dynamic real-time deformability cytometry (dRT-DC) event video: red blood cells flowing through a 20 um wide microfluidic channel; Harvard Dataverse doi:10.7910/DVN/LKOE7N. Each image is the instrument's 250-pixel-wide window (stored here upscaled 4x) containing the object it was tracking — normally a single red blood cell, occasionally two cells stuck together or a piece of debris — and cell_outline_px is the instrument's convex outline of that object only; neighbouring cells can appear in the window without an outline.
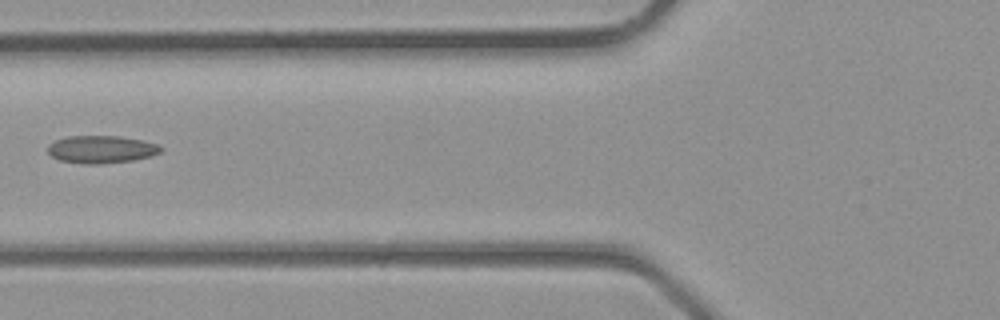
{"species": "common noctule bat (a hibernating species)", "species_latin": "Nyctalus noctula", "temperature_condition": "room temperature", "stored_images_in_passage": 4, "camera_frame_rate_fps": 3000, "um_per_image_px": 0.085, "animal": {"sex": "male", "body_mass_g": 23.1, "forearm_length_mm": 52.7}, "frame": {"image": 1, "passage_image": 4, "time_ms": 1.0, "image_size_px": [1000, 320], "cell_outline_px": [[164, 148], [160, 152], [152, 156], [132, 160], [100, 164], [84, 164], [60, 160], [52, 156], [48, 152], [48, 144], [56, 140], [68, 136], [120, 136], [144, 140], [156, 144]], "centroid_in_image_um": [8.63, 12.69], "position_along_channel_um": 117.2, "area_um2": 18.21}}